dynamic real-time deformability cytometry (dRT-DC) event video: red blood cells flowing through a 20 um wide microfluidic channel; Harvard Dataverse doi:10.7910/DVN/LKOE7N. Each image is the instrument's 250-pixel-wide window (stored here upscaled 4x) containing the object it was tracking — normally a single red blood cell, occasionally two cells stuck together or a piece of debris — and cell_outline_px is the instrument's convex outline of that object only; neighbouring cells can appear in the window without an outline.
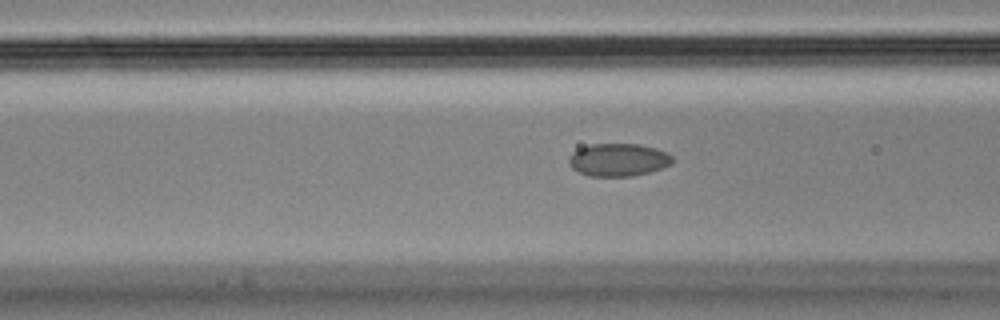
{"species": "Egyptian fruit bat (a non-hibernating species)", "species_latin": "Rousettus aegyptiacus", "temperature_condition": "cold", "stored_images_in_passage": 32, "camera_frame_rate_fps": 3000, "um_per_image_px": 0.085, "animal": {"sex": "male"}, "frame": {"image": 1, "passage_image": 10, "time_ms": 3.0, "image_size_px": [1000, 320], "cell_outline_px": [[672, 164], [648, 172], [632, 176], [588, 176], [576, 172], [568, 164], [568, 160], [572, 152], [580, 148], [592, 144], [640, 144], [656, 148], [668, 152], [672, 156]], "centroid_in_image_um": [52.53, 13.58], "position_along_channel_um": 114.1, "area_um2": 19.88}}
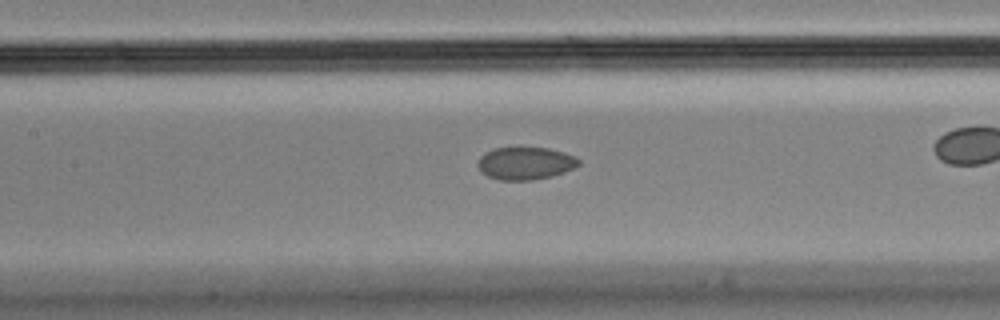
{"frame": {"image": 2, "passage_image": 14, "time_ms": 4.333, "image_size_px": [1000, 320], "cell_outline_px": [[580, 164], [564, 172], [552, 176], [532, 180], [500, 180], [488, 176], [480, 172], [476, 164], [480, 156], [484, 152], [496, 148], [548, 148], [564, 152], [576, 156], [580, 160]], "centroid_in_image_um": [44.63, 13.88], "position_along_channel_um": 162.8, "area_um2": 19.25}}